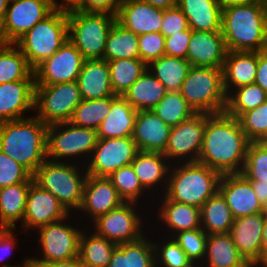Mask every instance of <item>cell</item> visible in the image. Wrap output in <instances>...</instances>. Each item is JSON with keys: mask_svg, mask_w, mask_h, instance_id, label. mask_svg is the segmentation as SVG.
Returning a JSON list of instances; mask_svg holds the SVG:
<instances>
[{"mask_svg": "<svg viewBox=\"0 0 267 267\" xmlns=\"http://www.w3.org/2000/svg\"><path fill=\"white\" fill-rule=\"evenodd\" d=\"M249 144L237 118L225 112L206 113L203 146L198 162L221 175L240 174Z\"/></svg>", "mask_w": 267, "mask_h": 267, "instance_id": "obj_1", "label": "cell"}, {"mask_svg": "<svg viewBox=\"0 0 267 267\" xmlns=\"http://www.w3.org/2000/svg\"><path fill=\"white\" fill-rule=\"evenodd\" d=\"M48 126L32 115L0 122V150L33 176L47 159Z\"/></svg>", "mask_w": 267, "mask_h": 267, "instance_id": "obj_2", "label": "cell"}, {"mask_svg": "<svg viewBox=\"0 0 267 267\" xmlns=\"http://www.w3.org/2000/svg\"><path fill=\"white\" fill-rule=\"evenodd\" d=\"M221 32L227 51L267 49V10L261 1L222 8Z\"/></svg>", "mask_w": 267, "mask_h": 267, "instance_id": "obj_3", "label": "cell"}, {"mask_svg": "<svg viewBox=\"0 0 267 267\" xmlns=\"http://www.w3.org/2000/svg\"><path fill=\"white\" fill-rule=\"evenodd\" d=\"M173 165L164 191L168 199L201 208L219 191L222 175L212 168L200 162Z\"/></svg>", "mask_w": 267, "mask_h": 267, "instance_id": "obj_4", "label": "cell"}, {"mask_svg": "<svg viewBox=\"0 0 267 267\" xmlns=\"http://www.w3.org/2000/svg\"><path fill=\"white\" fill-rule=\"evenodd\" d=\"M67 40V11L55 9L22 36L15 45L34 70L40 63L55 54Z\"/></svg>", "mask_w": 267, "mask_h": 267, "instance_id": "obj_5", "label": "cell"}, {"mask_svg": "<svg viewBox=\"0 0 267 267\" xmlns=\"http://www.w3.org/2000/svg\"><path fill=\"white\" fill-rule=\"evenodd\" d=\"M69 161L56 162L46 159L33 175L34 181L43 189L52 193L71 213L78 210L82 203L87 171L80 173L77 164ZM84 174V175H83ZM71 208V209H70Z\"/></svg>", "mask_w": 267, "mask_h": 267, "instance_id": "obj_6", "label": "cell"}, {"mask_svg": "<svg viewBox=\"0 0 267 267\" xmlns=\"http://www.w3.org/2000/svg\"><path fill=\"white\" fill-rule=\"evenodd\" d=\"M179 92L196 113L217 114L225 110L227 94L220 68L191 66Z\"/></svg>", "mask_w": 267, "mask_h": 267, "instance_id": "obj_7", "label": "cell"}, {"mask_svg": "<svg viewBox=\"0 0 267 267\" xmlns=\"http://www.w3.org/2000/svg\"><path fill=\"white\" fill-rule=\"evenodd\" d=\"M68 39L85 60L103 59L105 44L116 16L109 13L67 11Z\"/></svg>", "mask_w": 267, "mask_h": 267, "instance_id": "obj_8", "label": "cell"}, {"mask_svg": "<svg viewBox=\"0 0 267 267\" xmlns=\"http://www.w3.org/2000/svg\"><path fill=\"white\" fill-rule=\"evenodd\" d=\"M98 139L97 130L93 128L78 127L70 121L50 124L47 129V159L56 162L77 156L89 159Z\"/></svg>", "mask_w": 267, "mask_h": 267, "instance_id": "obj_9", "label": "cell"}, {"mask_svg": "<svg viewBox=\"0 0 267 267\" xmlns=\"http://www.w3.org/2000/svg\"><path fill=\"white\" fill-rule=\"evenodd\" d=\"M81 101L77 81L35 85L34 111L47 125L70 121Z\"/></svg>", "mask_w": 267, "mask_h": 267, "instance_id": "obj_10", "label": "cell"}, {"mask_svg": "<svg viewBox=\"0 0 267 267\" xmlns=\"http://www.w3.org/2000/svg\"><path fill=\"white\" fill-rule=\"evenodd\" d=\"M205 127L206 113H196L177 126L171 127L168 143L163 152L168 162L172 160L173 164L175 159L179 160L178 163L182 161L183 163L186 161L198 162L203 146Z\"/></svg>", "mask_w": 267, "mask_h": 267, "instance_id": "obj_11", "label": "cell"}, {"mask_svg": "<svg viewBox=\"0 0 267 267\" xmlns=\"http://www.w3.org/2000/svg\"><path fill=\"white\" fill-rule=\"evenodd\" d=\"M136 205L135 202H124L91 221L94 222V232L117 245L140 239L143 236V219L137 214Z\"/></svg>", "mask_w": 267, "mask_h": 267, "instance_id": "obj_12", "label": "cell"}, {"mask_svg": "<svg viewBox=\"0 0 267 267\" xmlns=\"http://www.w3.org/2000/svg\"><path fill=\"white\" fill-rule=\"evenodd\" d=\"M138 152L132 137L98 139L84 170L92 176L108 177L117 169L130 165Z\"/></svg>", "mask_w": 267, "mask_h": 267, "instance_id": "obj_13", "label": "cell"}, {"mask_svg": "<svg viewBox=\"0 0 267 267\" xmlns=\"http://www.w3.org/2000/svg\"><path fill=\"white\" fill-rule=\"evenodd\" d=\"M54 10L50 0H10L1 23L7 44H15Z\"/></svg>", "mask_w": 267, "mask_h": 267, "instance_id": "obj_14", "label": "cell"}, {"mask_svg": "<svg viewBox=\"0 0 267 267\" xmlns=\"http://www.w3.org/2000/svg\"><path fill=\"white\" fill-rule=\"evenodd\" d=\"M69 216L70 214L65 219L37 229L40 236L38 243L42 248L40 260L53 263L78 257L80 237L83 231L77 229L76 226L63 223Z\"/></svg>", "mask_w": 267, "mask_h": 267, "instance_id": "obj_15", "label": "cell"}, {"mask_svg": "<svg viewBox=\"0 0 267 267\" xmlns=\"http://www.w3.org/2000/svg\"><path fill=\"white\" fill-rule=\"evenodd\" d=\"M85 59L68 39L59 50L34 69L35 85L77 81Z\"/></svg>", "mask_w": 267, "mask_h": 267, "instance_id": "obj_16", "label": "cell"}, {"mask_svg": "<svg viewBox=\"0 0 267 267\" xmlns=\"http://www.w3.org/2000/svg\"><path fill=\"white\" fill-rule=\"evenodd\" d=\"M70 213L50 192L31 182L22 226L24 231L65 219Z\"/></svg>", "mask_w": 267, "mask_h": 267, "instance_id": "obj_17", "label": "cell"}, {"mask_svg": "<svg viewBox=\"0 0 267 267\" xmlns=\"http://www.w3.org/2000/svg\"><path fill=\"white\" fill-rule=\"evenodd\" d=\"M267 212L234 219L229 234L239 253L255 267L263 256V229Z\"/></svg>", "mask_w": 267, "mask_h": 267, "instance_id": "obj_18", "label": "cell"}, {"mask_svg": "<svg viewBox=\"0 0 267 267\" xmlns=\"http://www.w3.org/2000/svg\"><path fill=\"white\" fill-rule=\"evenodd\" d=\"M219 192L225 198L234 218L267 212L254 193L251 182L241 173L222 175Z\"/></svg>", "mask_w": 267, "mask_h": 267, "instance_id": "obj_19", "label": "cell"}, {"mask_svg": "<svg viewBox=\"0 0 267 267\" xmlns=\"http://www.w3.org/2000/svg\"><path fill=\"white\" fill-rule=\"evenodd\" d=\"M227 49L221 31L206 32L191 29L187 61L191 66L223 68Z\"/></svg>", "mask_w": 267, "mask_h": 267, "instance_id": "obj_20", "label": "cell"}, {"mask_svg": "<svg viewBox=\"0 0 267 267\" xmlns=\"http://www.w3.org/2000/svg\"><path fill=\"white\" fill-rule=\"evenodd\" d=\"M124 200L107 177L87 176L81 206L78 210L89 214L91 219L117 208Z\"/></svg>", "mask_w": 267, "mask_h": 267, "instance_id": "obj_21", "label": "cell"}, {"mask_svg": "<svg viewBox=\"0 0 267 267\" xmlns=\"http://www.w3.org/2000/svg\"><path fill=\"white\" fill-rule=\"evenodd\" d=\"M163 9L140 0H123L116 21L136 35L161 32Z\"/></svg>", "mask_w": 267, "mask_h": 267, "instance_id": "obj_22", "label": "cell"}, {"mask_svg": "<svg viewBox=\"0 0 267 267\" xmlns=\"http://www.w3.org/2000/svg\"><path fill=\"white\" fill-rule=\"evenodd\" d=\"M34 98L35 80L1 83L0 122L25 118V111L34 109Z\"/></svg>", "mask_w": 267, "mask_h": 267, "instance_id": "obj_23", "label": "cell"}, {"mask_svg": "<svg viewBox=\"0 0 267 267\" xmlns=\"http://www.w3.org/2000/svg\"><path fill=\"white\" fill-rule=\"evenodd\" d=\"M171 127L152 110L138 111L132 139L139 151L163 153L168 143Z\"/></svg>", "mask_w": 267, "mask_h": 267, "instance_id": "obj_24", "label": "cell"}, {"mask_svg": "<svg viewBox=\"0 0 267 267\" xmlns=\"http://www.w3.org/2000/svg\"><path fill=\"white\" fill-rule=\"evenodd\" d=\"M258 52L227 51L223 71V86L228 95L232 89L255 83Z\"/></svg>", "mask_w": 267, "mask_h": 267, "instance_id": "obj_25", "label": "cell"}, {"mask_svg": "<svg viewBox=\"0 0 267 267\" xmlns=\"http://www.w3.org/2000/svg\"><path fill=\"white\" fill-rule=\"evenodd\" d=\"M77 83L82 100L102 99L115 95L111 87L109 65L104 59L85 60Z\"/></svg>", "mask_w": 267, "mask_h": 267, "instance_id": "obj_26", "label": "cell"}, {"mask_svg": "<svg viewBox=\"0 0 267 267\" xmlns=\"http://www.w3.org/2000/svg\"><path fill=\"white\" fill-rule=\"evenodd\" d=\"M137 112L123 96L113 95L109 114L97 129L98 138L132 137Z\"/></svg>", "mask_w": 267, "mask_h": 267, "instance_id": "obj_27", "label": "cell"}, {"mask_svg": "<svg viewBox=\"0 0 267 267\" xmlns=\"http://www.w3.org/2000/svg\"><path fill=\"white\" fill-rule=\"evenodd\" d=\"M178 7L194 31H221L222 6L218 0H179Z\"/></svg>", "mask_w": 267, "mask_h": 267, "instance_id": "obj_28", "label": "cell"}, {"mask_svg": "<svg viewBox=\"0 0 267 267\" xmlns=\"http://www.w3.org/2000/svg\"><path fill=\"white\" fill-rule=\"evenodd\" d=\"M168 159L160 152L139 151L132 161L131 166L137 175L142 186L148 190H154L160 182L166 183L171 166L167 163ZM166 176V178H165ZM154 186V187H153Z\"/></svg>", "mask_w": 267, "mask_h": 267, "instance_id": "obj_29", "label": "cell"}, {"mask_svg": "<svg viewBox=\"0 0 267 267\" xmlns=\"http://www.w3.org/2000/svg\"><path fill=\"white\" fill-rule=\"evenodd\" d=\"M108 267H156L153 242L143 235L136 241L119 244Z\"/></svg>", "mask_w": 267, "mask_h": 267, "instance_id": "obj_30", "label": "cell"}, {"mask_svg": "<svg viewBox=\"0 0 267 267\" xmlns=\"http://www.w3.org/2000/svg\"><path fill=\"white\" fill-rule=\"evenodd\" d=\"M165 86L147 69L122 95L137 111L153 110L163 99Z\"/></svg>", "mask_w": 267, "mask_h": 267, "instance_id": "obj_31", "label": "cell"}, {"mask_svg": "<svg viewBox=\"0 0 267 267\" xmlns=\"http://www.w3.org/2000/svg\"><path fill=\"white\" fill-rule=\"evenodd\" d=\"M205 258L206 267H252L239 253L229 233L208 235Z\"/></svg>", "mask_w": 267, "mask_h": 267, "instance_id": "obj_32", "label": "cell"}, {"mask_svg": "<svg viewBox=\"0 0 267 267\" xmlns=\"http://www.w3.org/2000/svg\"><path fill=\"white\" fill-rule=\"evenodd\" d=\"M31 182H22L0 188V228H16L23 222Z\"/></svg>", "mask_w": 267, "mask_h": 267, "instance_id": "obj_33", "label": "cell"}, {"mask_svg": "<svg viewBox=\"0 0 267 267\" xmlns=\"http://www.w3.org/2000/svg\"><path fill=\"white\" fill-rule=\"evenodd\" d=\"M159 209V220L165 223L173 234L201 228L200 208L168 199L164 195Z\"/></svg>", "mask_w": 267, "mask_h": 267, "instance_id": "obj_34", "label": "cell"}, {"mask_svg": "<svg viewBox=\"0 0 267 267\" xmlns=\"http://www.w3.org/2000/svg\"><path fill=\"white\" fill-rule=\"evenodd\" d=\"M201 228L208 234H227L234 222L232 211L218 191L200 208Z\"/></svg>", "mask_w": 267, "mask_h": 267, "instance_id": "obj_35", "label": "cell"}, {"mask_svg": "<svg viewBox=\"0 0 267 267\" xmlns=\"http://www.w3.org/2000/svg\"><path fill=\"white\" fill-rule=\"evenodd\" d=\"M191 64L183 58L163 55L147 65L148 70L165 86L167 91H179Z\"/></svg>", "mask_w": 267, "mask_h": 267, "instance_id": "obj_36", "label": "cell"}, {"mask_svg": "<svg viewBox=\"0 0 267 267\" xmlns=\"http://www.w3.org/2000/svg\"><path fill=\"white\" fill-rule=\"evenodd\" d=\"M103 59H140L138 35L115 21L106 40Z\"/></svg>", "mask_w": 267, "mask_h": 267, "instance_id": "obj_37", "label": "cell"}, {"mask_svg": "<svg viewBox=\"0 0 267 267\" xmlns=\"http://www.w3.org/2000/svg\"><path fill=\"white\" fill-rule=\"evenodd\" d=\"M118 245L93 232L80 237L78 258L86 267H108L112 253Z\"/></svg>", "mask_w": 267, "mask_h": 267, "instance_id": "obj_38", "label": "cell"}, {"mask_svg": "<svg viewBox=\"0 0 267 267\" xmlns=\"http://www.w3.org/2000/svg\"><path fill=\"white\" fill-rule=\"evenodd\" d=\"M17 80H35L34 70L15 44L0 48V84Z\"/></svg>", "mask_w": 267, "mask_h": 267, "instance_id": "obj_39", "label": "cell"}, {"mask_svg": "<svg viewBox=\"0 0 267 267\" xmlns=\"http://www.w3.org/2000/svg\"><path fill=\"white\" fill-rule=\"evenodd\" d=\"M107 62L113 93L119 96H122L148 69L140 59H114Z\"/></svg>", "mask_w": 267, "mask_h": 267, "instance_id": "obj_40", "label": "cell"}, {"mask_svg": "<svg viewBox=\"0 0 267 267\" xmlns=\"http://www.w3.org/2000/svg\"><path fill=\"white\" fill-rule=\"evenodd\" d=\"M234 93V94H233ZM267 100V93L257 84L238 87L227 95L224 112L238 118L241 114L253 110Z\"/></svg>", "mask_w": 267, "mask_h": 267, "instance_id": "obj_41", "label": "cell"}, {"mask_svg": "<svg viewBox=\"0 0 267 267\" xmlns=\"http://www.w3.org/2000/svg\"><path fill=\"white\" fill-rule=\"evenodd\" d=\"M152 111L170 127L177 126L196 114L179 91H167Z\"/></svg>", "mask_w": 267, "mask_h": 267, "instance_id": "obj_42", "label": "cell"}, {"mask_svg": "<svg viewBox=\"0 0 267 267\" xmlns=\"http://www.w3.org/2000/svg\"><path fill=\"white\" fill-rule=\"evenodd\" d=\"M113 96L102 99L82 100L75 108L70 122L78 127L98 129L109 114Z\"/></svg>", "mask_w": 267, "mask_h": 267, "instance_id": "obj_43", "label": "cell"}, {"mask_svg": "<svg viewBox=\"0 0 267 267\" xmlns=\"http://www.w3.org/2000/svg\"><path fill=\"white\" fill-rule=\"evenodd\" d=\"M124 202H135L147 191L139 181L131 164L123 166L107 177Z\"/></svg>", "mask_w": 267, "mask_h": 267, "instance_id": "obj_44", "label": "cell"}, {"mask_svg": "<svg viewBox=\"0 0 267 267\" xmlns=\"http://www.w3.org/2000/svg\"><path fill=\"white\" fill-rule=\"evenodd\" d=\"M237 119L250 142H267V100Z\"/></svg>", "mask_w": 267, "mask_h": 267, "instance_id": "obj_45", "label": "cell"}, {"mask_svg": "<svg viewBox=\"0 0 267 267\" xmlns=\"http://www.w3.org/2000/svg\"><path fill=\"white\" fill-rule=\"evenodd\" d=\"M241 174L247 180L267 183V142H250Z\"/></svg>", "mask_w": 267, "mask_h": 267, "instance_id": "obj_46", "label": "cell"}, {"mask_svg": "<svg viewBox=\"0 0 267 267\" xmlns=\"http://www.w3.org/2000/svg\"><path fill=\"white\" fill-rule=\"evenodd\" d=\"M170 237H173L191 261L196 262L200 259L204 261L208 234L202 228L182 231L172 236L169 235Z\"/></svg>", "mask_w": 267, "mask_h": 267, "instance_id": "obj_47", "label": "cell"}, {"mask_svg": "<svg viewBox=\"0 0 267 267\" xmlns=\"http://www.w3.org/2000/svg\"><path fill=\"white\" fill-rule=\"evenodd\" d=\"M153 245L156 267H159L161 264L163 267H182L191 262L185 251L173 238H168V241L163 244L153 242Z\"/></svg>", "mask_w": 267, "mask_h": 267, "instance_id": "obj_48", "label": "cell"}, {"mask_svg": "<svg viewBox=\"0 0 267 267\" xmlns=\"http://www.w3.org/2000/svg\"><path fill=\"white\" fill-rule=\"evenodd\" d=\"M33 180V176L23 166L0 150V188Z\"/></svg>", "mask_w": 267, "mask_h": 267, "instance_id": "obj_49", "label": "cell"}, {"mask_svg": "<svg viewBox=\"0 0 267 267\" xmlns=\"http://www.w3.org/2000/svg\"><path fill=\"white\" fill-rule=\"evenodd\" d=\"M140 60L146 65L165 55V36L161 32L145 33L138 36Z\"/></svg>", "mask_w": 267, "mask_h": 267, "instance_id": "obj_50", "label": "cell"}, {"mask_svg": "<svg viewBox=\"0 0 267 267\" xmlns=\"http://www.w3.org/2000/svg\"><path fill=\"white\" fill-rule=\"evenodd\" d=\"M189 28L188 20L182 10L176 6L163 9L161 33L166 37Z\"/></svg>", "mask_w": 267, "mask_h": 267, "instance_id": "obj_51", "label": "cell"}, {"mask_svg": "<svg viewBox=\"0 0 267 267\" xmlns=\"http://www.w3.org/2000/svg\"><path fill=\"white\" fill-rule=\"evenodd\" d=\"M191 38V28L179 31L165 38V55L187 60V50Z\"/></svg>", "mask_w": 267, "mask_h": 267, "instance_id": "obj_52", "label": "cell"}, {"mask_svg": "<svg viewBox=\"0 0 267 267\" xmlns=\"http://www.w3.org/2000/svg\"><path fill=\"white\" fill-rule=\"evenodd\" d=\"M121 3L122 0H80V4L74 10L109 13L116 16Z\"/></svg>", "mask_w": 267, "mask_h": 267, "instance_id": "obj_53", "label": "cell"}, {"mask_svg": "<svg viewBox=\"0 0 267 267\" xmlns=\"http://www.w3.org/2000/svg\"><path fill=\"white\" fill-rule=\"evenodd\" d=\"M12 230L13 228H0V263L4 262L2 259L11 255V251L15 248L17 240Z\"/></svg>", "mask_w": 267, "mask_h": 267, "instance_id": "obj_54", "label": "cell"}, {"mask_svg": "<svg viewBox=\"0 0 267 267\" xmlns=\"http://www.w3.org/2000/svg\"><path fill=\"white\" fill-rule=\"evenodd\" d=\"M255 84L259 85L267 93V49L258 52Z\"/></svg>", "mask_w": 267, "mask_h": 267, "instance_id": "obj_55", "label": "cell"}, {"mask_svg": "<svg viewBox=\"0 0 267 267\" xmlns=\"http://www.w3.org/2000/svg\"><path fill=\"white\" fill-rule=\"evenodd\" d=\"M2 267H59V261L57 262H46V261H42L40 260V258H35L34 257H27L26 260H24L22 266H12V265H8L7 263L4 264L2 263L1 265Z\"/></svg>", "mask_w": 267, "mask_h": 267, "instance_id": "obj_56", "label": "cell"}, {"mask_svg": "<svg viewBox=\"0 0 267 267\" xmlns=\"http://www.w3.org/2000/svg\"><path fill=\"white\" fill-rule=\"evenodd\" d=\"M253 186L254 193L259 199L262 206L267 210V183H262L259 180H249Z\"/></svg>", "mask_w": 267, "mask_h": 267, "instance_id": "obj_57", "label": "cell"}, {"mask_svg": "<svg viewBox=\"0 0 267 267\" xmlns=\"http://www.w3.org/2000/svg\"><path fill=\"white\" fill-rule=\"evenodd\" d=\"M54 9L70 11L75 9L79 4L80 0H62V3H58L57 0H50Z\"/></svg>", "mask_w": 267, "mask_h": 267, "instance_id": "obj_58", "label": "cell"}, {"mask_svg": "<svg viewBox=\"0 0 267 267\" xmlns=\"http://www.w3.org/2000/svg\"><path fill=\"white\" fill-rule=\"evenodd\" d=\"M147 2L152 6L160 9H167L178 6L179 0H140Z\"/></svg>", "mask_w": 267, "mask_h": 267, "instance_id": "obj_59", "label": "cell"}, {"mask_svg": "<svg viewBox=\"0 0 267 267\" xmlns=\"http://www.w3.org/2000/svg\"><path fill=\"white\" fill-rule=\"evenodd\" d=\"M59 267H86V266L82 263V261L78 257H75L70 260L59 261Z\"/></svg>", "mask_w": 267, "mask_h": 267, "instance_id": "obj_60", "label": "cell"}, {"mask_svg": "<svg viewBox=\"0 0 267 267\" xmlns=\"http://www.w3.org/2000/svg\"><path fill=\"white\" fill-rule=\"evenodd\" d=\"M261 0H218L222 8L233 4H246L251 2H258Z\"/></svg>", "mask_w": 267, "mask_h": 267, "instance_id": "obj_61", "label": "cell"}, {"mask_svg": "<svg viewBox=\"0 0 267 267\" xmlns=\"http://www.w3.org/2000/svg\"><path fill=\"white\" fill-rule=\"evenodd\" d=\"M10 0H0V24L2 23L7 11Z\"/></svg>", "mask_w": 267, "mask_h": 267, "instance_id": "obj_62", "label": "cell"}, {"mask_svg": "<svg viewBox=\"0 0 267 267\" xmlns=\"http://www.w3.org/2000/svg\"><path fill=\"white\" fill-rule=\"evenodd\" d=\"M262 240H263V253H264L267 250V219L264 223Z\"/></svg>", "mask_w": 267, "mask_h": 267, "instance_id": "obj_63", "label": "cell"}, {"mask_svg": "<svg viewBox=\"0 0 267 267\" xmlns=\"http://www.w3.org/2000/svg\"><path fill=\"white\" fill-rule=\"evenodd\" d=\"M255 266L267 267V250L263 253L262 258L257 262Z\"/></svg>", "mask_w": 267, "mask_h": 267, "instance_id": "obj_64", "label": "cell"}, {"mask_svg": "<svg viewBox=\"0 0 267 267\" xmlns=\"http://www.w3.org/2000/svg\"><path fill=\"white\" fill-rule=\"evenodd\" d=\"M7 44V42L5 41L3 34H2V28H1V24H0V48L4 47Z\"/></svg>", "mask_w": 267, "mask_h": 267, "instance_id": "obj_65", "label": "cell"}, {"mask_svg": "<svg viewBox=\"0 0 267 267\" xmlns=\"http://www.w3.org/2000/svg\"><path fill=\"white\" fill-rule=\"evenodd\" d=\"M194 264V265H193ZM195 262L194 261H191L190 263H188L187 265L185 266H182V267H201V266H195Z\"/></svg>", "mask_w": 267, "mask_h": 267, "instance_id": "obj_66", "label": "cell"}, {"mask_svg": "<svg viewBox=\"0 0 267 267\" xmlns=\"http://www.w3.org/2000/svg\"><path fill=\"white\" fill-rule=\"evenodd\" d=\"M262 4L265 6L266 10H267V0H261Z\"/></svg>", "mask_w": 267, "mask_h": 267, "instance_id": "obj_67", "label": "cell"}]
</instances>
